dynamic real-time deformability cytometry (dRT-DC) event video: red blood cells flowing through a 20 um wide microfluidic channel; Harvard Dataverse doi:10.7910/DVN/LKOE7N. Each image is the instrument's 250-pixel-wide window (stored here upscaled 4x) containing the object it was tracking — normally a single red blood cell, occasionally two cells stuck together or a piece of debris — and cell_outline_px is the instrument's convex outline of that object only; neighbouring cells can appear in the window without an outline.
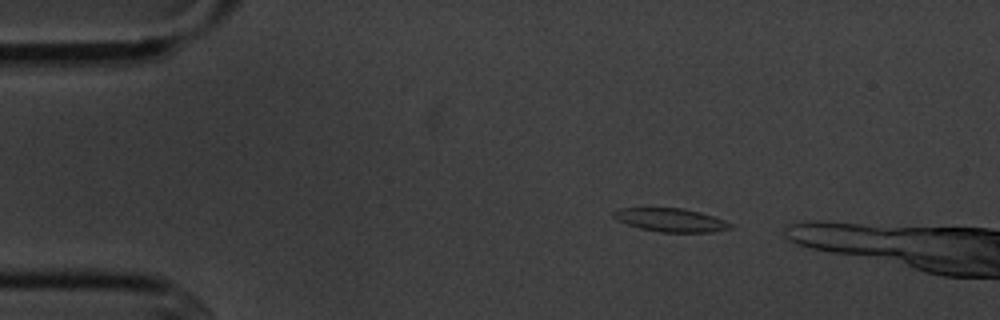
{"species": "common noctule bat (a hibernating species)", "species_latin": "Nyctalus noctula", "temperature_condition": "cold", "stored_images_in_passage": 3, "camera_frame_rate_fps": 3000, "um_per_image_px": 0.085, "animal": {"sex": "male", "body_mass_g": 20.1, "forearm_length_mm": 53.5}, "frame": {"image": 1, "passage_image": 1, "time_ms": 0.0, "image_size_px": [1000, 320], "cell_outline_px": [[732, 228], [712, 232], [660, 232], [640, 228], [628, 224], [612, 216], [612, 212], [620, 208], [684, 208], [700, 212], [724, 220], [732, 224]], "centroid_in_image_um": [57.03, 18.7], "position_along_channel_um": 28.0, "area_um2": 15.78}}